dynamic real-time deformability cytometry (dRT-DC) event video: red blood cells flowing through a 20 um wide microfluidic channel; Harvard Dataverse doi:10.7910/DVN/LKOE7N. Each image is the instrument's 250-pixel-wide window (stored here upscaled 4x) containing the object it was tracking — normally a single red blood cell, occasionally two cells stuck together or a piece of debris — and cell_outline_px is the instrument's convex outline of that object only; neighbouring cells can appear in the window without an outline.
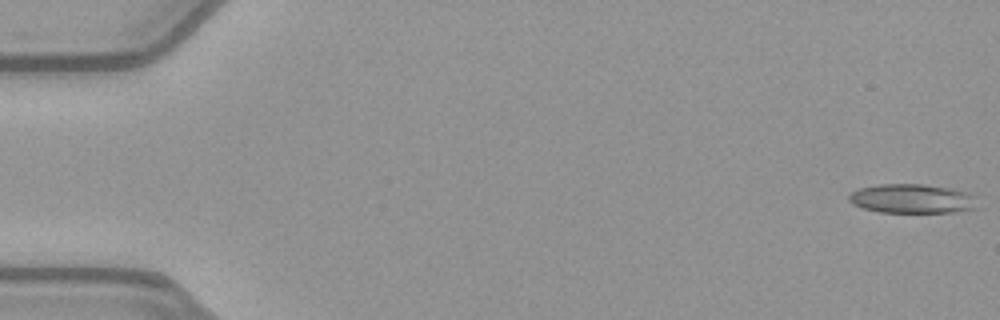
{"species": "common noctule bat (a hibernating species)", "species_latin": "Nyctalus noctula", "temperature_condition": "warm", "stored_images_in_passage": 17, "camera_frame_rate_fps": 3000, "um_per_image_px": 0.085, "animal": {"sex": "female", "body_mass_g": 21.9}, "frame": {"image": 1, "passage_image": 1, "time_ms": 0.0, "image_size_px": [1000, 320], "cell_outline_px": [[984, 208], [956, 212], [880, 212], [864, 208], [852, 204], [848, 200], [848, 196], [852, 192], [860, 188], [880, 184], [924, 184], [948, 188], [968, 192]], "centroid_in_image_um": [77.6, 16.9], "position_along_channel_um": 7.4, "area_um2": 22.08}}